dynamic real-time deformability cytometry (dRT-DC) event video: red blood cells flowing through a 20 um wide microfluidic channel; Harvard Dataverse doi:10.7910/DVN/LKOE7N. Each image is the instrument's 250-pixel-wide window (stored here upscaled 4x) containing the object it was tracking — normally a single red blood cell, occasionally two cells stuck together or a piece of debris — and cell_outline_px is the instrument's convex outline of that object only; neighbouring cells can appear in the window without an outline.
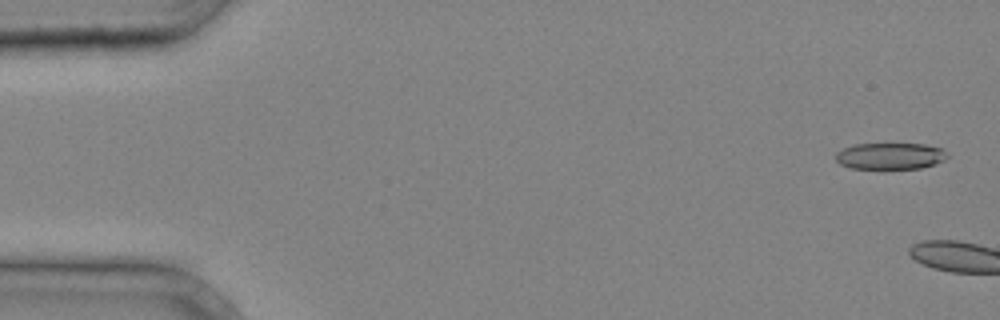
{"species": "common noctule bat (a hibernating species)", "species_latin": "Nyctalus noctula", "temperature_condition": "cold", "stored_images_in_passage": 4, "camera_frame_rate_fps": 3000, "um_per_image_px": 0.085, "animal": {"sex": "male", "body_mass_g": 20.4}, "frame": {"image": 1, "passage_image": 2, "time_ms": 0.333, "image_size_px": [1000, 320], "cell_outline_px": [[948, 156], [944, 160], [920, 168], [884, 172], [848, 168], [840, 164], [836, 160], [836, 152], [852, 144], [924, 144], [940, 148], [948, 152]], "centroid_in_image_um": [75.61, 13.32], "position_along_channel_um": 9.4, "area_um2": 18.15}}